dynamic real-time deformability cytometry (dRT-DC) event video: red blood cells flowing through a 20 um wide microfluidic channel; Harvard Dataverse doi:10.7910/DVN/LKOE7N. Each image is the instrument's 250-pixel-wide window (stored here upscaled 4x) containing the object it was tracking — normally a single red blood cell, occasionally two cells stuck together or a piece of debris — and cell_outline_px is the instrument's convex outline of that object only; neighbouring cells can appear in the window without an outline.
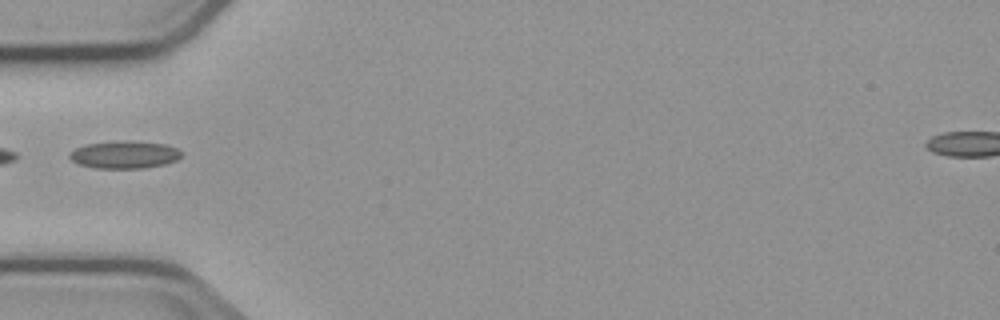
{"species": "common noctule bat (a hibernating species)", "species_latin": "Nyctalus noctula", "temperature_condition": "cold", "stored_images_in_passage": 1, "camera_frame_rate_fps": 3000, "um_per_image_px": 0.085, "animal": {"sex": "male", "body_mass_g": 23.1, "forearm_length_mm": 52.7}, "frame": {"image": 1, "passage_image": 1, "time_ms": 0.0, "image_size_px": [1000, 320], "cell_outline_px": [[184, 152], [176, 160], [164, 164], [144, 168], [96, 168], [80, 164], [72, 160], [68, 156], [68, 152], [84, 144], [116, 140], [124, 140], [164, 144], [176, 148]], "centroid_in_image_um": [10.55, 13.13], "position_along_channel_um": 74.4, "area_um2": 18.03}}